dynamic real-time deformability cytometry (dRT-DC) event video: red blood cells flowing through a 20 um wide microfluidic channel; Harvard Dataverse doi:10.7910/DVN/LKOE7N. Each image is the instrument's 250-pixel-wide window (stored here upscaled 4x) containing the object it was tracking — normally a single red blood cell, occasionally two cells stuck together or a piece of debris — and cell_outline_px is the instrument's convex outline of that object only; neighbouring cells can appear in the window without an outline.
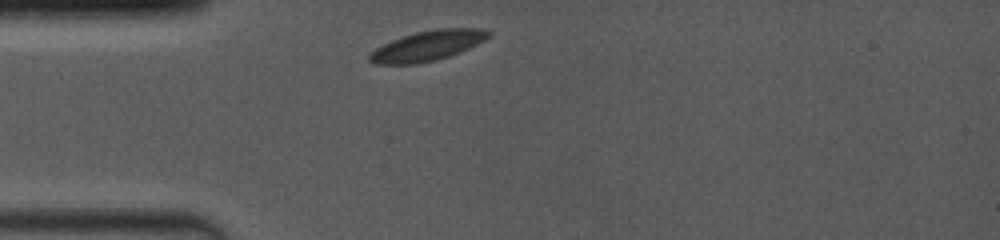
{"species": "common noctule bat (a hibernating species)", "species_latin": "Nyctalus noctula", "temperature_condition": "room temperature", "stored_images_in_passage": 20, "camera_frame_rate_fps": 4000, "um_per_image_px": 0.085, "animal": {"sex": "female", "body_mass_g": 19.0, "forearm_length_mm": 53.3}, "frame": {"image": 1, "passage_image": 1, "time_ms": 0.0, "image_size_px": [1000, 240], "cell_outline_px": [[492, 36], [460, 52], [436, 60], [416, 64], [376, 64], [368, 60], [368, 56], [376, 48], [392, 40], [416, 32], [436, 28], [488, 28], [492, 32]], "centroid_in_image_um": [36.39, 3.87], "position_along_channel_um": 48.6, "area_um2": 20.87}}
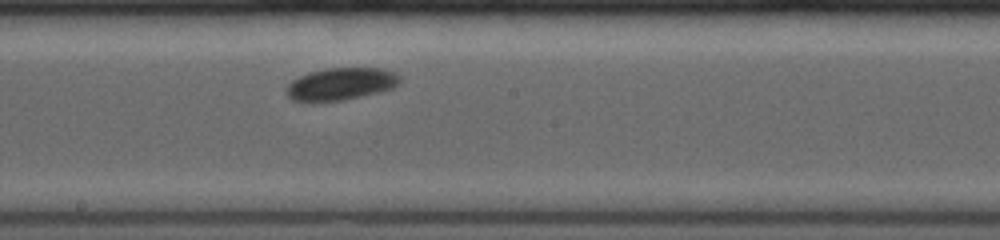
{"frame": {"image": 2, "passage_image": 12, "time_ms": 4.75, "image_size_px": [1000, 240], "cell_outline_px": [[400, 84], [392, 88], [380, 92], [344, 100], [292, 100], [288, 96], [288, 84], [292, 80], [308, 72], [328, 68], [380, 68], [392, 72], [400, 76]], "centroid_in_image_um": [29.02, 7.12], "position_along_channel_um": 219.2, "area_um2": 20.98}}
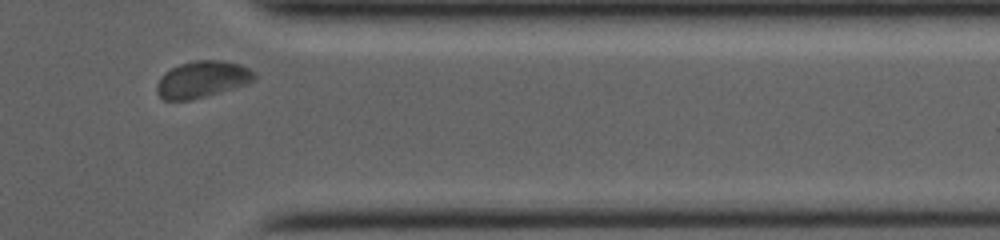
{"frame": {"image": 3, "passage_image": 20, "time_ms": 9.25, "image_size_px": [1000, 240], "cell_outline_px": [[256, 80], [248, 84], [192, 100], [164, 100], [156, 92], [156, 84], [160, 76], [164, 72], [180, 64], [192, 60], [220, 60], [240, 64], [248, 68], [256, 76]], "centroid_in_image_um": [17.17, 6.75], "position_along_channel_um": 394.2, "area_um2": 20.98}, "authors_computed_cell_mechanics": {"area_um2": 21.6461, "velocity_mm_per_s": 3.8736, "shape_relaxation_time_tau1_ms": 2.3476, "shape_relaxation_time_tau2_ms": null, "deformation_change_tau1": 0.0503, "deformation_change_tau2": null}}